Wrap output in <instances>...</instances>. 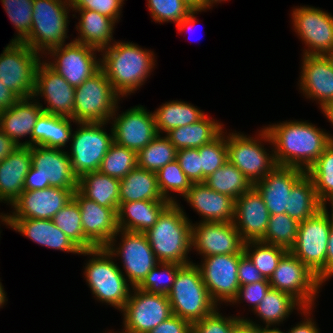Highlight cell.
Masks as SVG:
<instances>
[{"label": "cell", "mask_w": 333, "mask_h": 333, "mask_svg": "<svg viewBox=\"0 0 333 333\" xmlns=\"http://www.w3.org/2000/svg\"><path fill=\"white\" fill-rule=\"evenodd\" d=\"M277 165L307 170L333 142V135L307 121H283L264 126ZM332 135V136H331Z\"/></svg>", "instance_id": "1"}, {"label": "cell", "mask_w": 333, "mask_h": 333, "mask_svg": "<svg viewBox=\"0 0 333 333\" xmlns=\"http://www.w3.org/2000/svg\"><path fill=\"white\" fill-rule=\"evenodd\" d=\"M100 52L101 69L122 97L139 90L156 65L153 51L132 42L114 41Z\"/></svg>", "instance_id": "2"}, {"label": "cell", "mask_w": 333, "mask_h": 333, "mask_svg": "<svg viewBox=\"0 0 333 333\" xmlns=\"http://www.w3.org/2000/svg\"><path fill=\"white\" fill-rule=\"evenodd\" d=\"M192 221L180 203H170L157 222L145 233L159 262L192 263L188 259L191 248Z\"/></svg>", "instance_id": "3"}, {"label": "cell", "mask_w": 333, "mask_h": 333, "mask_svg": "<svg viewBox=\"0 0 333 333\" xmlns=\"http://www.w3.org/2000/svg\"><path fill=\"white\" fill-rule=\"evenodd\" d=\"M80 254L91 257L85 265L84 275L95 300L121 311L133 287L113 261L114 257L105 247L81 250Z\"/></svg>", "instance_id": "4"}, {"label": "cell", "mask_w": 333, "mask_h": 333, "mask_svg": "<svg viewBox=\"0 0 333 333\" xmlns=\"http://www.w3.org/2000/svg\"><path fill=\"white\" fill-rule=\"evenodd\" d=\"M173 315L191 324L212 313L218 305L211 299L195 263L183 265L167 295Z\"/></svg>", "instance_id": "5"}, {"label": "cell", "mask_w": 333, "mask_h": 333, "mask_svg": "<svg viewBox=\"0 0 333 333\" xmlns=\"http://www.w3.org/2000/svg\"><path fill=\"white\" fill-rule=\"evenodd\" d=\"M70 9L68 0H33L31 30L22 42L41 55L64 45Z\"/></svg>", "instance_id": "6"}, {"label": "cell", "mask_w": 333, "mask_h": 333, "mask_svg": "<svg viewBox=\"0 0 333 333\" xmlns=\"http://www.w3.org/2000/svg\"><path fill=\"white\" fill-rule=\"evenodd\" d=\"M332 213L327 206L315 215L299 223L295 245L290 252L302 261L322 285L326 281V252L330 234Z\"/></svg>", "instance_id": "7"}, {"label": "cell", "mask_w": 333, "mask_h": 333, "mask_svg": "<svg viewBox=\"0 0 333 333\" xmlns=\"http://www.w3.org/2000/svg\"><path fill=\"white\" fill-rule=\"evenodd\" d=\"M32 165L25 176L24 190L47 187L78 189V177L73 173L67 151L60 148L31 146Z\"/></svg>", "instance_id": "8"}, {"label": "cell", "mask_w": 333, "mask_h": 333, "mask_svg": "<svg viewBox=\"0 0 333 333\" xmlns=\"http://www.w3.org/2000/svg\"><path fill=\"white\" fill-rule=\"evenodd\" d=\"M228 161L237 167L252 185L262 180L276 166L273 153H267V148L262 144L264 141L271 143L270 136L263 127L256 138L235 131L227 135ZM260 138V139H259Z\"/></svg>", "instance_id": "9"}, {"label": "cell", "mask_w": 333, "mask_h": 333, "mask_svg": "<svg viewBox=\"0 0 333 333\" xmlns=\"http://www.w3.org/2000/svg\"><path fill=\"white\" fill-rule=\"evenodd\" d=\"M73 120L79 122H109L122 98L100 69L75 87Z\"/></svg>", "instance_id": "10"}, {"label": "cell", "mask_w": 333, "mask_h": 333, "mask_svg": "<svg viewBox=\"0 0 333 333\" xmlns=\"http://www.w3.org/2000/svg\"><path fill=\"white\" fill-rule=\"evenodd\" d=\"M40 56L26 43L17 41H10L0 54V80L19 99L33 96Z\"/></svg>", "instance_id": "11"}, {"label": "cell", "mask_w": 333, "mask_h": 333, "mask_svg": "<svg viewBox=\"0 0 333 333\" xmlns=\"http://www.w3.org/2000/svg\"><path fill=\"white\" fill-rule=\"evenodd\" d=\"M108 122H79L71 135V149L67 151L73 173L79 178L87 172L98 171L102 159L114 142L111 134L105 130Z\"/></svg>", "instance_id": "12"}, {"label": "cell", "mask_w": 333, "mask_h": 333, "mask_svg": "<svg viewBox=\"0 0 333 333\" xmlns=\"http://www.w3.org/2000/svg\"><path fill=\"white\" fill-rule=\"evenodd\" d=\"M117 236L122 240L119 245H116ZM105 248L113 257H120L122 273L133 288L159 263L145 233L118 230Z\"/></svg>", "instance_id": "13"}, {"label": "cell", "mask_w": 333, "mask_h": 333, "mask_svg": "<svg viewBox=\"0 0 333 333\" xmlns=\"http://www.w3.org/2000/svg\"><path fill=\"white\" fill-rule=\"evenodd\" d=\"M124 331L148 333L173 315L167 295L148 293L132 288L129 299L121 310Z\"/></svg>", "instance_id": "14"}, {"label": "cell", "mask_w": 333, "mask_h": 333, "mask_svg": "<svg viewBox=\"0 0 333 333\" xmlns=\"http://www.w3.org/2000/svg\"><path fill=\"white\" fill-rule=\"evenodd\" d=\"M269 283L271 288L290 294L304 308H314L316 296L323 286L313 272L290 251L279 261Z\"/></svg>", "instance_id": "15"}, {"label": "cell", "mask_w": 333, "mask_h": 333, "mask_svg": "<svg viewBox=\"0 0 333 333\" xmlns=\"http://www.w3.org/2000/svg\"><path fill=\"white\" fill-rule=\"evenodd\" d=\"M100 50L71 40L62 46L49 50L45 58H54L46 63L57 71L71 86L77 87L101 69Z\"/></svg>", "instance_id": "16"}, {"label": "cell", "mask_w": 333, "mask_h": 333, "mask_svg": "<svg viewBox=\"0 0 333 333\" xmlns=\"http://www.w3.org/2000/svg\"><path fill=\"white\" fill-rule=\"evenodd\" d=\"M294 32L305 43L302 55L325 56L333 50V16L312 6H298L292 10Z\"/></svg>", "instance_id": "17"}, {"label": "cell", "mask_w": 333, "mask_h": 333, "mask_svg": "<svg viewBox=\"0 0 333 333\" xmlns=\"http://www.w3.org/2000/svg\"><path fill=\"white\" fill-rule=\"evenodd\" d=\"M203 282L211 299L217 304L229 302L237 296L240 287L238 266L240 254L212 255L201 259ZM221 302V303H220Z\"/></svg>", "instance_id": "18"}, {"label": "cell", "mask_w": 333, "mask_h": 333, "mask_svg": "<svg viewBox=\"0 0 333 333\" xmlns=\"http://www.w3.org/2000/svg\"><path fill=\"white\" fill-rule=\"evenodd\" d=\"M118 108L119 106L110 119L114 141L138 152L158 135L153 113L142 105L134 106L121 114L117 113Z\"/></svg>", "instance_id": "19"}, {"label": "cell", "mask_w": 333, "mask_h": 333, "mask_svg": "<svg viewBox=\"0 0 333 333\" xmlns=\"http://www.w3.org/2000/svg\"><path fill=\"white\" fill-rule=\"evenodd\" d=\"M244 241L233 222H199L191 226V248L204 257L241 254Z\"/></svg>", "instance_id": "20"}, {"label": "cell", "mask_w": 333, "mask_h": 333, "mask_svg": "<svg viewBox=\"0 0 333 333\" xmlns=\"http://www.w3.org/2000/svg\"><path fill=\"white\" fill-rule=\"evenodd\" d=\"M44 59L36 71L33 98L45 97L46 107L38 102L43 112L73 119L75 87L71 86L57 71L51 68Z\"/></svg>", "instance_id": "21"}, {"label": "cell", "mask_w": 333, "mask_h": 333, "mask_svg": "<svg viewBox=\"0 0 333 333\" xmlns=\"http://www.w3.org/2000/svg\"><path fill=\"white\" fill-rule=\"evenodd\" d=\"M73 198L70 189L47 187L42 190H23L10 205L12 214L7 219H46L53 216Z\"/></svg>", "instance_id": "22"}, {"label": "cell", "mask_w": 333, "mask_h": 333, "mask_svg": "<svg viewBox=\"0 0 333 333\" xmlns=\"http://www.w3.org/2000/svg\"><path fill=\"white\" fill-rule=\"evenodd\" d=\"M73 198L79 205L84 236L97 248L105 247L118 232L117 210L99 205L78 190Z\"/></svg>", "instance_id": "23"}, {"label": "cell", "mask_w": 333, "mask_h": 333, "mask_svg": "<svg viewBox=\"0 0 333 333\" xmlns=\"http://www.w3.org/2000/svg\"><path fill=\"white\" fill-rule=\"evenodd\" d=\"M269 216L262 196L254 187L235 200L233 223L244 242L260 241L264 237Z\"/></svg>", "instance_id": "24"}, {"label": "cell", "mask_w": 333, "mask_h": 333, "mask_svg": "<svg viewBox=\"0 0 333 333\" xmlns=\"http://www.w3.org/2000/svg\"><path fill=\"white\" fill-rule=\"evenodd\" d=\"M299 90L318 102L320 109L333 101V68L326 56L302 55Z\"/></svg>", "instance_id": "25"}, {"label": "cell", "mask_w": 333, "mask_h": 333, "mask_svg": "<svg viewBox=\"0 0 333 333\" xmlns=\"http://www.w3.org/2000/svg\"><path fill=\"white\" fill-rule=\"evenodd\" d=\"M305 173L299 168L277 165L253 185L262 196L270 215L286 213L291 189Z\"/></svg>", "instance_id": "26"}, {"label": "cell", "mask_w": 333, "mask_h": 333, "mask_svg": "<svg viewBox=\"0 0 333 333\" xmlns=\"http://www.w3.org/2000/svg\"><path fill=\"white\" fill-rule=\"evenodd\" d=\"M202 216L199 222H233L235 200L210 189L205 183H193L183 198Z\"/></svg>", "instance_id": "27"}, {"label": "cell", "mask_w": 333, "mask_h": 333, "mask_svg": "<svg viewBox=\"0 0 333 333\" xmlns=\"http://www.w3.org/2000/svg\"><path fill=\"white\" fill-rule=\"evenodd\" d=\"M7 226L41 246L74 254L81 252V249L52 220L7 219Z\"/></svg>", "instance_id": "28"}, {"label": "cell", "mask_w": 333, "mask_h": 333, "mask_svg": "<svg viewBox=\"0 0 333 333\" xmlns=\"http://www.w3.org/2000/svg\"><path fill=\"white\" fill-rule=\"evenodd\" d=\"M42 112L43 109L35 98L19 99L13 106L0 112V129L19 147H29L33 128ZM28 135L30 140L20 141V138Z\"/></svg>", "instance_id": "29"}, {"label": "cell", "mask_w": 333, "mask_h": 333, "mask_svg": "<svg viewBox=\"0 0 333 333\" xmlns=\"http://www.w3.org/2000/svg\"><path fill=\"white\" fill-rule=\"evenodd\" d=\"M32 165L31 146H20L0 162V200L11 205L24 190Z\"/></svg>", "instance_id": "30"}, {"label": "cell", "mask_w": 333, "mask_h": 333, "mask_svg": "<svg viewBox=\"0 0 333 333\" xmlns=\"http://www.w3.org/2000/svg\"><path fill=\"white\" fill-rule=\"evenodd\" d=\"M170 203L166 199L124 202L117 211L118 229L146 233Z\"/></svg>", "instance_id": "31"}, {"label": "cell", "mask_w": 333, "mask_h": 333, "mask_svg": "<svg viewBox=\"0 0 333 333\" xmlns=\"http://www.w3.org/2000/svg\"><path fill=\"white\" fill-rule=\"evenodd\" d=\"M75 12L80 15L78 26L75 25L79 36L73 41L92 46L100 51L113 44L112 42L115 41L113 30L116 22L112 18L87 9H78Z\"/></svg>", "instance_id": "32"}, {"label": "cell", "mask_w": 333, "mask_h": 333, "mask_svg": "<svg viewBox=\"0 0 333 333\" xmlns=\"http://www.w3.org/2000/svg\"><path fill=\"white\" fill-rule=\"evenodd\" d=\"M73 119L42 112L31 134V146L65 148L71 140Z\"/></svg>", "instance_id": "33"}, {"label": "cell", "mask_w": 333, "mask_h": 333, "mask_svg": "<svg viewBox=\"0 0 333 333\" xmlns=\"http://www.w3.org/2000/svg\"><path fill=\"white\" fill-rule=\"evenodd\" d=\"M223 126L206 114L195 123L168 131L166 137L177 150L200 148L216 139L223 132Z\"/></svg>", "instance_id": "34"}, {"label": "cell", "mask_w": 333, "mask_h": 333, "mask_svg": "<svg viewBox=\"0 0 333 333\" xmlns=\"http://www.w3.org/2000/svg\"><path fill=\"white\" fill-rule=\"evenodd\" d=\"M84 197L107 208L119 209L120 180L99 171L87 172L78 178V189Z\"/></svg>", "instance_id": "35"}, {"label": "cell", "mask_w": 333, "mask_h": 333, "mask_svg": "<svg viewBox=\"0 0 333 333\" xmlns=\"http://www.w3.org/2000/svg\"><path fill=\"white\" fill-rule=\"evenodd\" d=\"M139 200H165L160 193L157 174L138 166L120 179L119 204Z\"/></svg>", "instance_id": "36"}, {"label": "cell", "mask_w": 333, "mask_h": 333, "mask_svg": "<svg viewBox=\"0 0 333 333\" xmlns=\"http://www.w3.org/2000/svg\"><path fill=\"white\" fill-rule=\"evenodd\" d=\"M197 106L185 101L172 100L162 104L153 112L158 134L195 123L205 116Z\"/></svg>", "instance_id": "37"}, {"label": "cell", "mask_w": 333, "mask_h": 333, "mask_svg": "<svg viewBox=\"0 0 333 333\" xmlns=\"http://www.w3.org/2000/svg\"><path fill=\"white\" fill-rule=\"evenodd\" d=\"M323 207L311 177L305 173L291 189L286 214L300 223L315 215Z\"/></svg>", "instance_id": "38"}, {"label": "cell", "mask_w": 333, "mask_h": 333, "mask_svg": "<svg viewBox=\"0 0 333 333\" xmlns=\"http://www.w3.org/2000/svg\"><path fill=\"white\" fill-rule=\"evenodd\" d=\"M303 308L290 294L270 288L253 312L265 322V326L274 327L285 321L293 310L301 311Z\"/></svg>", "instance_id": "39"}, {"label": "cell", "mask_w": 333, "mask_h": 333, "mask_svg": "<svg viewBox=\"0 0 333 333\" xmlns=\"http://www.w3.org/2000/svg\"><path fill=\"white\" fill-rule=\"evenodd\" d=\"M203 183L234 200L253 187L245 175L229 161L208 176Z\"/></svg>", "instance_id": "40"}, {"label": "cell", "mask_w": 333, "mask_h": 333, "mask_svg": "<svg viewBox=\"0 0 333 333\" xmlns=\"http://www.w3.org/2000/svg\"><path fill=\"white\" fill-rule=\"evenodd\" d=\"M314 183L320 202L333 206V142L306 172ZM328 201V202H327Z\"/></svg>", "instance_id": "41"}, {"label": "cell", "mask_w": 333, "mask_h": 333, "mask_svg": "<svg viewBox=\"0 0 333 333\" xmlns=\"http://www.w3.org/2000/svg\"><path fill=\"white\" fill-rule=\"evenodd\" d=\"M51 220L81 250L96 248L84 236L79 205L74 198L61 208Z\"/></svg>", "instance_id": "42"}, {"label": "cell", "mask_w": 333, "mask_h": 333, "mask_svg": "<svg viewBox=\"0 0 333 333\" xmlns=\"http://www.w3.org/2000/svg\"><path fill=\"white\" fill-rule=\"evenodd\" d=\"M177 149L166 136L158 134L146 147L137 152V166L157 173L176 160Z\"/></svg>", "instance_id": "43"}, {"label": "cell", "mask_w": 333, "mask_h": 333, "mask_svg": "<svg viewBox=\"0 0 333 333\" xmlns=\"http://www.w3.org/2000/svg\"><path fill=\"white\" fill-rule=\"evenodd\" d=\"M244 253L260 271L265 279H270L287 249L264 243L262 241H247L243 245Z\"/></svg>", "instance_id": "44"}, {"label": "cell", "mask_w": 333, "mask_h": 333, "mask_svg": "<svg viewBox=\"0 0 333 333\" xmlns=\"http://www.w3.org/2000/svg\"><path fill=\"white\" fill-rule=\"evenodd\" d=\"M298 228L299 222L286 213L270 215L266 233L260 241L290 251L295 245Z\"/></svg>", "instance_id": "45"}, {"label": "cell", "mask_w": 333, "mask_h": 333, "mask_svg": "<svg viewBox=\"0 0 333 333\" xmlns=\"http://www.w3.org/2000/svg\"><path fill=\"white\" fill-rule=\"evenodd\" d=\"M136 167L137 152L127 149L114 141L102 159L98 171L120 180Z\"/></svg>", "instance_id": "46"}, {"label": "cell", "mask_w": 333, "mask_h": 333, "mask_svg": "<svg viewBox=\"0 0 333 333\" xmlns=\"http://www.w3.org/2000/svg\"><path fill=\"white\" fill-rule=\"evenodd\" d=\"M156 174L160 193L171 203H177V200L169 193V190L184 197L191 188L192 183L177 160L166 164Z\"/></svg>", "instance_id": "47"}, {"label": "cell", "mask_w": 333, "mask_h": 333, "mask_svg": "<svg viewBox=\"0 0 333 333\" xmlns=\"http://www.w3.org/2000/svg\"><path fill=\"white\" fill-rule=\"evenodd\" d=\"M182 266L175 262H159L137 288L148 293L168 295Z\"/></svg>", "instance_id": "48"}, {"label": "cell", "mask_w": 333, "mask_h": 333, "mask_svg": "<svg viewBox=\"0 0 333 333\" xmlns=\"http://www.w3.org/2000/svg\"><path fill=\"white\" fill-rule=\"evenodd\" d=\"M1 2L17 32L11 41L22 42L31 30L33 0H1Z\"/></svg>", "instance_id": "49"}, {"label": "cell", "mask_w": 333, "mask_h": 333, "mask_svg": "<svg viewBox=\"0 0 333 333\" xmlns=\"http://www.w3.org/2000/svg\"><path fill=\"white\" fill-rule=\"evenodd\" d=\"M201 162V183L228 161L227 138L223 131L211 143L199 148Z\"/></svg>", "instance_id": "50"}, {"label": "cell", "mask_w": 333, "mask_h": 333, "mask_svg": "<svg viewBox=\"0 0 333 333\" xmlns=\"http://www.w3.org/2000/svg\"><path fill=\"white\" fill-rule=\"evenodd\" d=\"M147 7L153 21L174 22L176 25L186 18L193 9L183 0H147Z\"/></svg>", "instance_id": "51"}, {"label": "cell", "mask_w": 333, "mask_h": 333, "mask_svg": "<svg viewBox=\"0 0 333 333\" xmlns=\"http://www.w3.org/2000/svg\"><path fill=\"white\" fill-rule=\"evenodd\" d=\"M217 307L212 313L192 324V333H233L235 325L245 317L223 316Z\"/></svg>", "instance_id": "52"}, {"label": "cell", "mask_w": 333, "mask_h": 333, "mask_svg": "<svg viewBox=\"0 0 333 333\" xmlns=\"http://www.w3.org/2000/svg\"><path fill=\"white\" fill-rule=\"evenodd\" d=\"M72 11L87 9L96 11L104 16L112 18L118 23L124 0H68Z\"/></svg>", "instance_id": "53"}, {"label": "cell", "mask_w": 333, "mask_h": 333, "mask_svg": "<svg viewBox=\"0 0 333 333\" xmlns=\"http://www.w3.org/2000/svg\"><path fill=\"white\" fill-rule=\"evenodd\" d=\"M176 160L191 183H201V162L199 148L177 150Z\"/></svg>", "instance_id": "54"}, {"label": "cell", "mask_w": 333, "mask_h": 333, "mask_svg": "<svg viewBox=\"0 0 333 333\" xmlns=\"http://www.w3.org/2000/svg\"><path fill=\"white\" fill-rule=\"evenodd\" d=\"M270 288L271 285L269 280L265 278L259 282L240 286L237 296L232 300L231 303L234 305L236 303H241V301L244 300L251 305V310L253 311L267 294Z\"/></svg>", "instance_id": "55"}, {"label": "cell", "mask_w": 333, "mask_h": 333, "mask_svg": "<svg viewBox=\"0 0 333 333\" xmlns=\"http://www.w3.org/2000/svg\"><path fill=\"white\" fill-rule=\"evenodd\" d=\"M238 279L240 286L259 282L264 279L260 271L249 259V257L244 253V251L240 254V261L238 266Z\"/></svg>", "instance_id": "56"}, {"label": "cell", "mask_w": 333, "mask_h": 333, "mask_svg": "<svg viewBox=\"0 0 333 333\" xmlns=\"http://www.w3.org/2000/svg\"><path fill=\"white\" fill-rule=\"evenodd\" d=\"M148 333H192V324L179 316L172 315Z\"/></svg>", "instance_id": "57"}, {"label": "cell", "mask_w": 333, "mask_h": 333, "mask_svg": "<svg viewBox=\"0 0 333 333\" xmlns=\"http://www.w3.org/2000/svg\"><path fill=\"white\" fill-rule=\"evenodd\" d=\"M313 308L311 307H305L303 308L300 313L305 316L304 321L302 320L300 323L293 326V328H290L287 333H320L319 328L317 327L316 323L314 322V319L310 316L313 312L311 311Z\"/></svg>", "instance_id": "58"}, {"label": "cell", "mask_w": 333, "mask_h": 333, "mask_svg": "<svg viewBox=\"0 0 333 333\" xmlns=\"http://www.w3.org/2000/svg\"><path fill=\"white\" fill-rule=\"evenodd\" d=\"M19 98L0 80V112L13 106Z\"/></svg>", "instance_id": "59"}, {"label": "cell", "mask_w": 333, "mask_h": 333, "mask_svg": "<svg viewBox=\"0 0 333 333\" xmlns=\"http://www.w3.org/2000/svg\"><path fill=\"white\" fill-rule=\"evenodd\" d=\"M19 146L0 129V162Z\"/></svg>", "instance_id": "60"}, {"label": "cell", "mask_w": 333, "mask_h": 333, "mask_svg": "<svg viewBox=\"0 0 333 333\" xmlns=\"http://www.w3.org/2000/svg\"><path fill=\"white\" fill-rule=\"evenodd\" d=\"M259 325L248 318L241 319L235 325L233 333H261V325Z\"/></svg>", "instance_id": "61"}, {"label": "cell", "mask_w": 333, "mask_h": 333, "mask_svg": "<svg viewBox=\"0 0 333 333\" xmlns=\"http://www.w3.org/2000/svg\"><path fill=\"white\" fill-rule=\"evenodd\" d=\"M333 277V219L326 252V281Z\"/></svg>", "instance_id": "62"}, {"label": "cell", "mask_w": 333, "mask_h": 333, "mask_svg": "<svg viewBox=\"0 0 333 333\" xmlns=\"http://www.w3.org/2000/svg\"><path fill=\"white\" fill-rule=\"evenodd\" d=\"M202 12V10H193L186 18L182 19L177 25V30L181 33L184 32V30H190L193 28V26L196 24L197 18L196 15Z\"/></svg>", "instance_id": "63"}, {"label": "cell", "mask_w": 333, "mask_h": 333, "mask_svg": "<svg viewBox=\"0 0 333 333\" xmlns=\"http://www.w3.org/2000/svg\"><path fill=\"white\" fill-rule=\"evenodd\" d=\"M321 110L324 116L333 125V101L327 103Z\"/></svg>", "instance_id": "64"}, {"label": "cell", "mask_w": 333, "mask_h": 333, "mask_svg": "<svg viewBox=\"0 0 333 333\" xmlns=\"http://www.w3.org/2000/svg\"><path fill=\"white\" fill-rule=\"evenodd\" d=\"M226 0H200V10L205 11L213 7V4H217ZM228 1V0H227Z\"/></svg>", "instance_id": "65"}, {"label": "cell", "mask_w": 333, "mask_h": 333, "mask_svg": "<svg viewBox=\"0 0 333 333\" xmlns=\"http://www.w3.org/2000/svg\"><path fill=\"white\" fill-rule=\"evenodd\" d=\"M271 326H262L261 327V333H286L284 331H281L279 328L275 327L274 328H270Z\"/></svg>", "instance_id": "66"}, {"label": "cell", "mask_w": 333, "mask_h": 333, "mask_svg": "<svg viewBox=\"0 0 333 333\" xmlns=\"http://www.w3.org/2000/svg\"><path fill=\"white\" fill-rule=\"evenodd\" d=\"M7 298H6V293L4 290V287L2 283L0 282V308H2L4 305H6Z\"/></svg>", "instance_id": "67"}, {"label": "cell", "mask_w": 333, "mask_h": 333, "mask_svg": "<svg viewBox=\"0 0 333 333\" xmlns=\"http://www.w3.org/2000/svg\"><path fill=\"white\" fill-rule=\"evenodd\" d=\"M193 10H200V0H183Z\"/></svg>", "instance_id": "68"}, {"label": "cell", "mask_w": 333, "mask_h": 333, "mask_svg": "<svg viewBox=\"0 0 333 333\" xmlns=\"http://www.w3.org/2000/svg\"><path fill=\"white\" fill-rule=\"evenodd\" d=\"M333 68V50L325 55Z\"/></svg>", "instance_id": "69"}, {"label": "cell", "mask_w": 333, "mask_h": 333, "mask_svg": "<svg viewBox=\"0 0 333 333\" xmlns=\"http://www.w3.org/2000/svg\"><path fill=\"white\" fill-rule=\"evenodd\" d=\"M7 214H3V213H0V219H1V222H3V224H5L7 226ZM1 234V232H0Z\"/></svg>", "instance_id": "70"}, {"label": "cell", "mask_w": 333, "mask_h": 333, "mask_svg": "<svg viewBox=\"0 0 333 333\" xmlns=\"http://www.w3.org/2000/svg\"><path fill=\"white\" fill-rule=\"evenodd\" d=\"M123 332H120L119 331V333H128V332H126V331H124V330H122ZM107 333H112V331L111 332H107ZM113 333H115V332H113Z\"/></svg>", "instance_id": "71"}]
</instances>
